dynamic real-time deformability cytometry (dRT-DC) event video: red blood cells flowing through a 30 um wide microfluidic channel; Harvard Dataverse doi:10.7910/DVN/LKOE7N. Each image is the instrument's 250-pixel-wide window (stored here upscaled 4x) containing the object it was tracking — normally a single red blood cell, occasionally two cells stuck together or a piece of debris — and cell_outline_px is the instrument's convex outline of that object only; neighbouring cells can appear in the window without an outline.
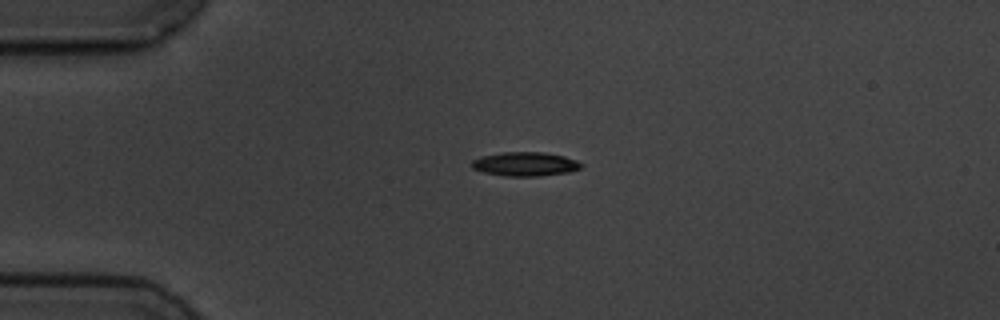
{"species": "common noctule bat (a hibernating species)", "species_latin": "Nyctalus noctula", "temperature_condition": "cold", "stored_images_in_passage": 3, "segment_of_instrument_passage": [1, 2], "camera_frame_rate_fps": 3000, "um_per_image_px": 0.085, "animal": {"sex": "male", "body_mass_g": 19.5, "forearm_length_mm": 54.6}, "frame": {"image": 1, "passage_image": 1, "time_ms": 0.0, "image_size_px": [1000, 320], "cell_outline_px": [[584, 164], [580, 168], [568, 172], [540, 176], [504, 176], [484, 172], [472, 168], [472, 160], [480, 156], [500, 152], [544, 152], [564, 156], [576, 160]], "centroid_in_image_um": [44.63, 13.94], "position_along_channel_um": 40.4, "area_um2": 15.37}}